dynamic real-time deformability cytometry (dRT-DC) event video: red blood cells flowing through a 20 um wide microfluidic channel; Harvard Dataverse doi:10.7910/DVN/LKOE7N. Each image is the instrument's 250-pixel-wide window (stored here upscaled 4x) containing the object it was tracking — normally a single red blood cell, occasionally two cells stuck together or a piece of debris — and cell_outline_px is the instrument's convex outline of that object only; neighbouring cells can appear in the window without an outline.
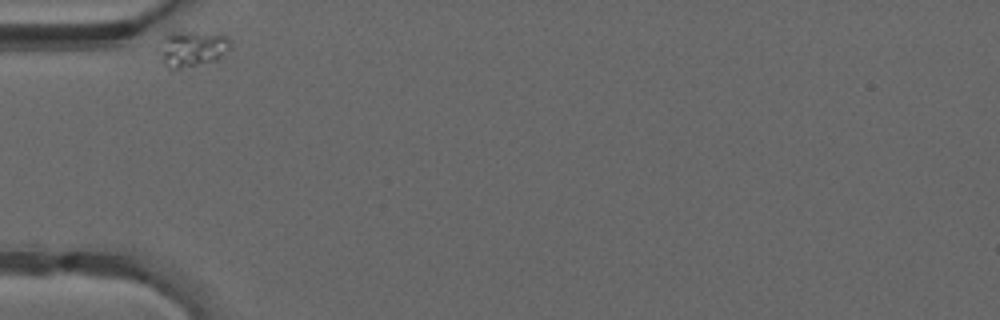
{"species": "common noctule bat (a hibernating species)", "species_latin": "Nyctalus noctula", "temperature_condition": "warm", "stored_images_in_passage": 30, "camera_frame_rate_fps": 3000, "um_per_image_px": 0.085, "animal": {"sex": "male", "forearm_length_mm": 52.5}, "frame": {"image": 1, "passage_image": 1, "time_ms": 0.0, "image_size_px": [1000, 320], "cell_outline_px": [[232, 48], [216, 60], [180, 68], [168, 68], [164, 64], [160, 56], [160, 40], [168, 32], [220, 32], [228, 36]], "centroid_in_image_um": [16.37, 4.09], "position_along_channel_um": 68.6, "area_um2": 15.14}}
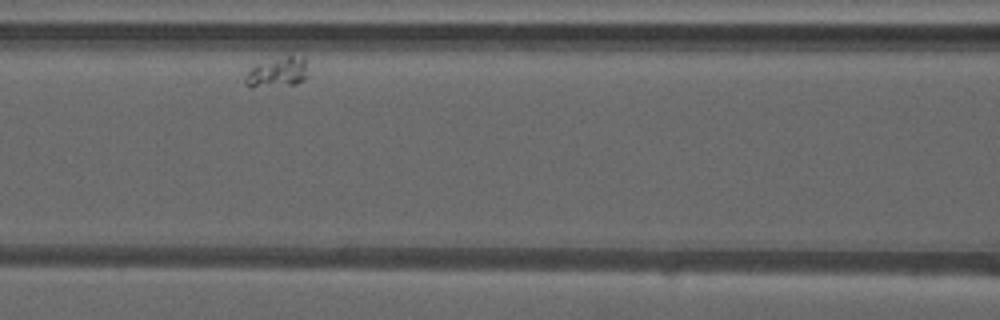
{"frame": {"image": 2, "passage_image": 9, "time_ms": 2.667, "image_size_px": [1000, 320], "cell_outline_px": [[308, 76], [304, 80], [296, 84], [252, 88], [244, 84], [244, 80], [248, 72], [256, 64], [292, 52], [304, 56]], "centroid_in_image_um": [23.62, 6.1], "position_along_channel_um": 143.0, "area_um2": 11.5}}
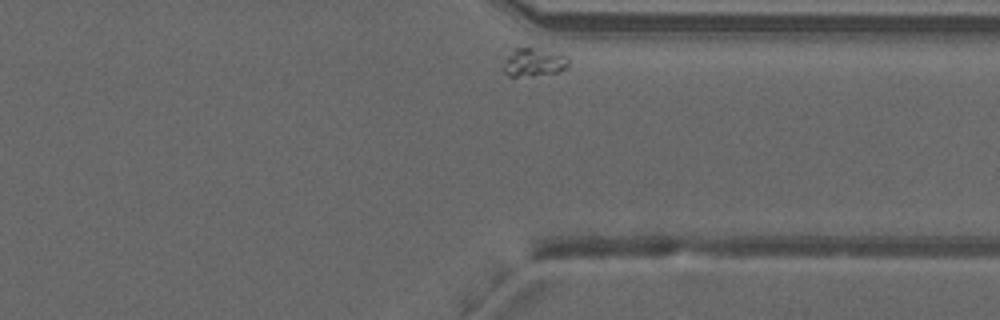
{"frame": {"image": 3, "passage_image": 30, "time_ms": 9.667, "image_size_px": [1000, 320], "cell_outline_px": [[568, 64], [560, 72], [532, 76], [508, 76], [504, 72], [504, 60], [512, 48], [532, 48], [560, 52], [568, 56]], "centroid_in_image_um": [45.38, 5.29], "position_along_channel_um": 366.0, "area_um2": 10.92}}